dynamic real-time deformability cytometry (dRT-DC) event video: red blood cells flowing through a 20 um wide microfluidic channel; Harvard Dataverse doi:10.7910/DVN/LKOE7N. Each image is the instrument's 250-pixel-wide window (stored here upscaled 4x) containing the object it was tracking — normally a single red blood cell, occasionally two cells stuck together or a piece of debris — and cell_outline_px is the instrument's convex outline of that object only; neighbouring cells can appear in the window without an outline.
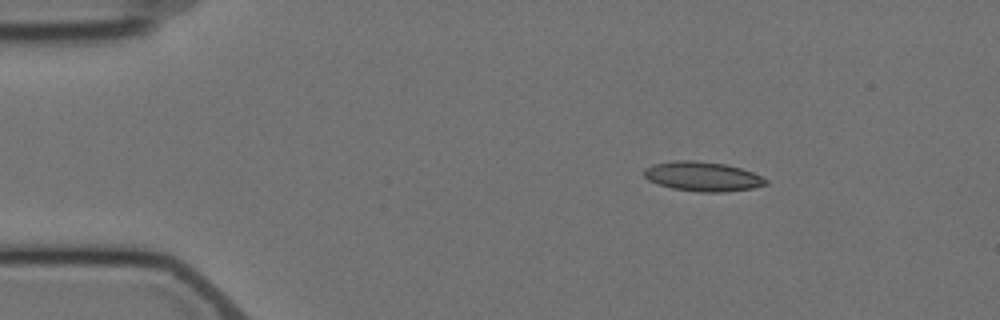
{"species": "Egyptian fruit bat (a non-hibernating species)", "species_latin": "Rousettus aegyptiacus", "temperature_condition": "cold", "stored_images_in_passage": 14, "camera_frame_rate_fps": 3000, "um_per_image_px": 0.085, "animal": {"sex": "female"}, "frame": {"image": 1, "passage_image": 2, "time_ms": 1.333, "image_size_px": [1000, 320], "cell_outline_px": [[768, 184], [752, 188], [724, 192], [700, 192], [672, 188], [648, 180], [644, 176], [644, 168], [652, 164], [676, 160], [696, 160], [724, 164], [740, 168], [752, 172], [768, 180]], "centroid_in_image_um": [59.71, 14.99], "position_along_channel_um": 25.3, "area_um2": 20.87}}
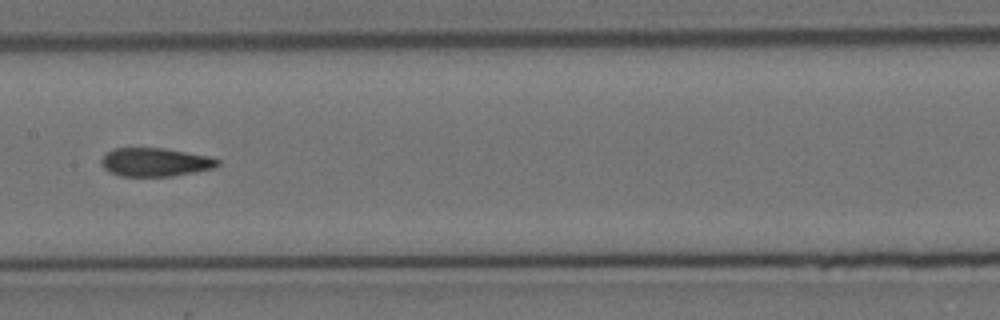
{"frame": {"image": 2, "passage_image": 7, "time_ms": 8.0, "image_size_px": [1000, 320], "cell_outline_px": [[220, 164], [216, 168], [196, 172], [172, 176], [120, 176], [108, 172], [100, 164], [100, 160], [112, 148], [164, 148], [208, 156], [220, 160]], "centroid_in_image_um": [13.19, 13.79], "position_along_channel_um": 194.2, "area_um2": 19.48}}
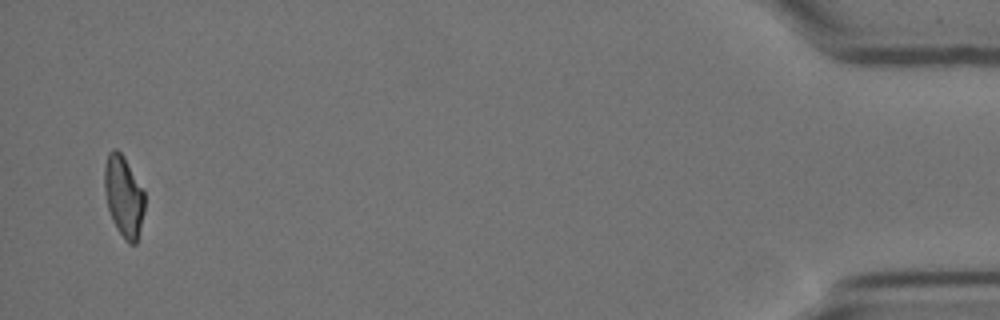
{"frame": {"image": 3, "passage_image": 14, "time_ms": 17.0, "image_size_px": [1000, 320], "cell_outline_px": [[144, 212], [136, 244], [128, 244], [124, 240], [116, 228], [112, 220], [108, 208], [104, 192], [104, 168], [108, 152], [112, 148], [116, 148], [124, 156], [144, 192]], "centroid_in_image_um": [10.49, 16.69], "position_along_channel_um": 424.7, "area_um2": 19.07}, "authors_computed_cell_mechanics": {"area_um2": 20.1433, "velocity_mm_per_s": 3.5277, "shape_relaxation_time_tau1_ms": null, "shape_relaxation_time_tau2_ms": 1.0021, "deformation_change_tau1": null, "deformation_change_tau2": 0.078}}